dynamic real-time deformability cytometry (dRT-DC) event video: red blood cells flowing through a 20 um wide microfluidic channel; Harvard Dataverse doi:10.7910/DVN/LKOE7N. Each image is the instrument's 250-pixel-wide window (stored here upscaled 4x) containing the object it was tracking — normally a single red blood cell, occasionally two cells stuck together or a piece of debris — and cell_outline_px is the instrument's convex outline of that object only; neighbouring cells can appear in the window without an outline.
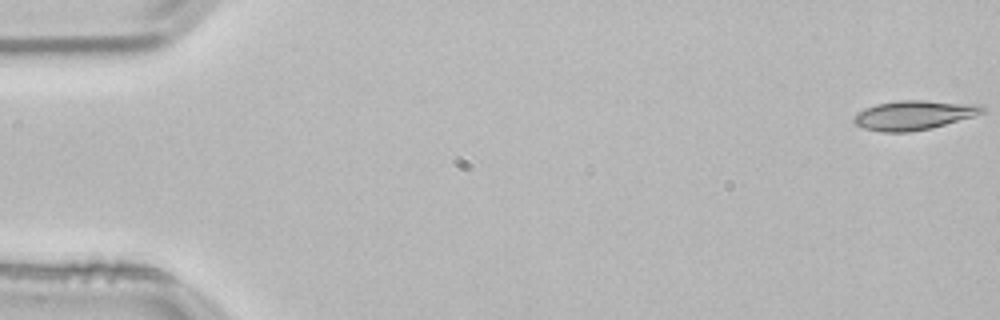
{"species": "common noctule bat (a hibernating species)", "species_latin": "Nyctalus noctula", "temperature_condition": "room temperature", "stored_images_in_passage": 53, "camera_frame_rate_fps": 3000, "um_per_image_px": 0.085, "animal": {"sex": "male", "body_mass_g": 21.5, "forearm_length_mm": 52.0}, "frame": {"image": 1, "passage_image": 1, "time_ms": 0.0, "image_size_px": [1000, 320], "cell_outline_px": [[984, 112], [972, 116], [932, 128], [908, 132], [880, 132], [864, 128], [856, 124], [852, 120], [852, 116], [876, 104], [900, 100], [924, 100], [984, 104]], "centroid_in_image_um": [77.7, 9.78], "position_along_channel_um": 7.3, "area_um2": 21.91}}
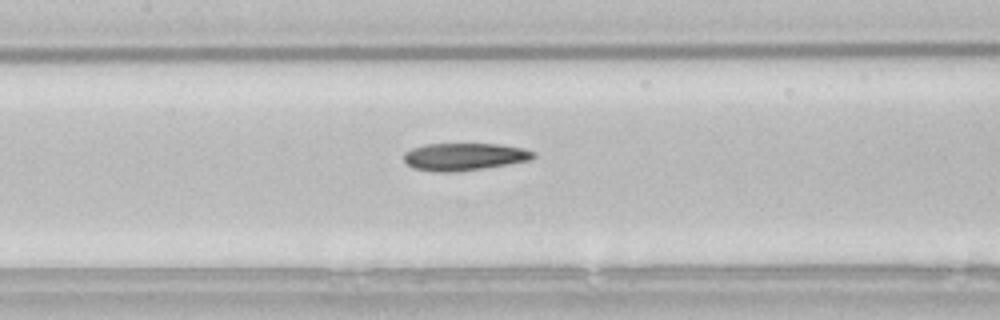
{"frame": {"image": 2, "passage_image": 25, "time_ms": 8.0, "image_size_px": [1000, 320], "cell_outline_px": [[536, 156], [532, 160], [484, 168], [456, 172], [436, 172], [412, 168], [404, 160], [404, 152], [412, 148], [428, 144], [500, 144], [524, 148], [536, 152]], "centroid_in_image_um": [39.49, 13.32], "position_along_channel_um": 167.9, "area_um2": 20.87}}
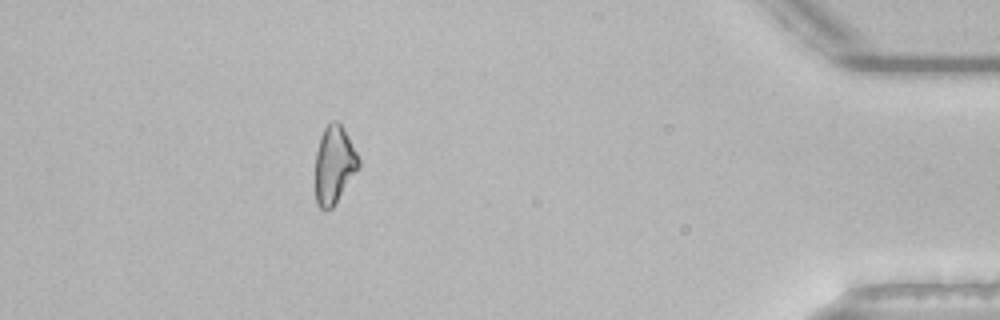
{"frame": {"image": 3, "passage_image": 48, "time_ms": 15.667, "image_size_px": [1000, 320], "cell_outline_px": [[360, 164], [332, 208], [320, 208], [316, 204], [316, 152], [320, 136], [324, 128], [332, 120], [336, 120], [340, 124], [348, 136], [360, 160]], "centroid_in_image_um": [28.38, 13.97], "position_along_channel_um": 406.8, "area_um2": 19.13}, "authors_computed_cell_mechanics": {"area_um2": 20.6346, "velocity_mm_per_s": 3.8202, "shape_relaxation_time_tau1_ms": 8.3398, "shape_relaxation_time_tau2_ms": 7.484, "deformation_change_tau1": 0.1935, "deformation_change_tau2": 0.1839}}